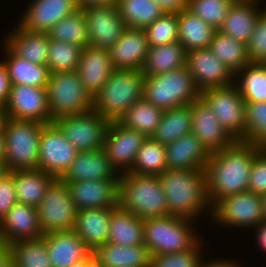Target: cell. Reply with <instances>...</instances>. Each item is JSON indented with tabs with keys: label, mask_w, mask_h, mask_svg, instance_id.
Wrapping results in <instances>:
<instances>
[{
	"label": "cell",
	"mask_w": 266,
	"mask_h": 267,
	"mask_svg": "<svg viewBox=\"0 0 266 267\" xmlns=\"http://www.w3.org/2000/svg\"><path fill=\"white\" fill-rule=\"evenodd\" d=\"M263 148L236 140L231 146L211 153L205 166L207 197L211 207L226 196L248 191L252 163Z\"/></svg>",
	"instance_id": "cell-1"
},
{
	"label": "cell",
	"mask_w": 266,
	"mask_h": 267,
	"mask_svg": "<svg viewBox=\"0 0 266 267\" xmlns=\"http://www.w3.org/2000/svg\"><path fill=\"white\" fill-rule=\"evenodd\" d=\"M158 176L169 215L195 220L204 210L212 208L207 197L205 170L166 169Z\"/></svg>",
	"instance_id": "cell-2"
},
{
	"label": "cell",
	"mask_w": 266,
	"mask_h": 267,
	"mask_svg": "<svg viewBox=\"0 0 266 267\" xmlns=\"http://www.w3.org/2000/svg\"><path fill=\"white\" fill-rule=\"evenodd\" d=\"M119 207L141 219L169 215L158 175L120 173Z\"/></svg>",
	"instance_id": "cell-3"
},
{
	"label": "cell",
	"mask_w": 266,
	"mask_h": 267,
	"mask_svg": "<svg viewBox=\"0 0 266 267\" xmlns=\"http://www.w3.org/2000/svg\"><path fill=\"white\" fill-rule=\"evenodd\" d=\"M142 70L115 69L93 98V109L109 122L118 121L127 109L144 97Z\"/></svg>",
	"instance_id": "cell-4"
},
{
	"label": "cell",
	"mask_w": 266,
	"mask_h": 267,
	"mask_svg": "<svg viewBox=\"0 0 266 267\" xmlns=\"http://www.w3.org/2000/svg\"><path fill=\"white\" fill-rule=\"evenodd\" d=\"M199 97L201 91L187 65L167 73L145 76L143 98L162 110L190 105Z\"/></svg>",
	"instance_id": "cell-5"
},
{
	"label": "cell",
	"mask_w": 266,
	"mask_h": 267,
	"mask_svg": "<svg viewBox=\"0 0 266 267\" xmlns=\"http://www.w3.org/2000/svg\"><path fill=\"white\" fill-rule=\"evenodd\" d=\"M191 223L190 219L172 215L144 219V245L151 255L192 249L200 241Z\"/></svg>",
	"instance_id": "cell-6"
},
{
	"label": "cell",
	"mask_w": 266,
	"mask_h": 267,
	"mask_svg": "<svg viewBox=\"0 0 266 267\" xmlns=\"http://www.w3.org/2000/svg\"><path fill=\"white\" fill-rule=\"evenodd\" d=\"M2 125L5 137L4 163L9 172L38 169L42 123L5 117Z\"/></svg>",
	"instance_id": "cell-7"
},
{
	"label": "cell",
	"mask_w": 266,
	"mask_h": 267,
	"mask_svg": "<svg viewBox=\"0 0 266 267\" xmlns=\"http://www.w3.org/2000/svg\"><path fill=\"white\" fill-rule=\"evenodd\" d=\"M46 88L50 123L63 116L93 109V98L84 88L77 71L50 73Z\"/></svg>",
	"instance_id": "cell-8"
},
{
	"label": "cell",
	"mask_w": 266,
	"mask_h": 267,
	"mask_svg": "<svg viewBox=\"0 0 266 267\" xmlns=\"http://www.w3.org/2000/svg\"><path fill=\"white\" fill-rule=\"evenodd\" d=\"M201 97L235 140L246 139V102L236 83L202 90Z\"/></svg>",
	"instance_id": "cell-9"
},
{
	"label": "cell",
	"mask_w": 266,
	"mask_h": 267,
	"mask_svg": "<svg viewBox=\"0 0 266 267\" xmlns=\"http://www.w3.org/2000/svg\"><path fill=\"white\" fill-rule=\"evenodd\" d=\"M37 211L43 234L73 230L77 209L70 198L67 183L55 179L37 206Z\"/></svg>",
	"instance_id": "cell-10"
},
{
	"label": "cell",
	"mask_w": 266,
	"mask_h": 267,
	"mask_svg": "<svg viewBox=\"0 0 266 267\" xmlns=\"http://www.w3.org/2000/svg\"><path fill=\"white\" fill-rule=\"evenodd\" d=\"M78 152L103 148L109 121L94 109L53 121Z\"/></svg>",
	"instance_id": "cell-11"
},
{
	"label": "cell",
	"mask_w": 266,
	"mask_h": 267,
	"mask_svg": "<svg viewBox=\"0 0 266 267\" xmlns=\"http://www.w3.org/2000/svg\"><path fill=\"white\" fill-rule=\"evenodd\" d=\"M210 210L212 219L224 226L253 228L265 221L261 195L249 191L226 196Z\"/></svg>",
	"instance_id": "cell-12"
},
{
	"label": "cell",
	"mask_w": 266,
	"mask_h": 267,
	"mask_svg": "<svg viewBox=\"0 0 266 267\" xmlns=\"http://www.w3.org/2000/svg\"><path fill=\"white\" fill-rule=\"evenodd\" d=\"M77 154L78 151L54 122L42 123L38 169L56 179H61L70 168Z\"/></svg>",
	"instance_id": "cell-13"
},
{
	"label": "cell",
	"mask_w": 266,
	"mask_h": 267,
	"mask_svg": "<svg viewBox=\"0 0 266 267\" xmlns=\"http://www.w3.org/2000/svg\"><path fill=\"white\" fill-rule=\"evenodd\" d=\"M86 19L89 46L110 50L127 28L116 4L82 7Z\"/></svg>",
	"instance_id": "cell-14"
},
{
	"label": "cell",
	"mask_w": 266,
	"mask_h": 267,
	"mask_svg": "<svg viewBox=\"0 0 266 267\" xmlns=\"http://www.w3.org/2000/svg\"><path fill=\"white\" fill-rule=\"evenodd\" d=\"M4 115L14 120L50 123L46 87L11 85Z\"/></svg>",
	"instance_id": "cell-15"
},
{
	"label": "cell",
	"mask_w": 266,
	"mask_h": 267,
	"mask_svg": "<svg viewBox=\"0 0 266 267\" xmlns=\"http://www.w3.org/2000/svg\"><path fill=\"white\" fill-rule=\"evenodd\" d=\"M146 136L129 129L118 121L110 122L106 130L103 149L107 159L119 173L128 172L136 159L137 152Z\"/></svg>",
	"instance_id": "cell-16"
},
{
	"label": "cell",
	"mask_w": 266,
	"mask_h": 267,
	"mask_svg": "<svg viewBox=\"0 0 266 267\" xmlns=\"http://www.w3.org/2000/svg\"><path fill=\"white\" fill-rule=\"evenodd\" d=\"M77 211L119 206L120 173L114 179L66 182Z\"/></svg>",
	"instance_id": "cell-17"
},
{
	"label": "cell",
	"mask_w": 266,
	"mask_h": 267,
	"mask_svg": "<svg viewBox=\"0 0 266 267\" xmlns=\"http://www.w3.org/2000/svg\"><path fill=\"white\" fill-rule=\"evenodd\" d=\"M186 65L200 91L228 86L236 79L232 71L209 47L187 52Z\"/></svg>",
	"instance_id": "cell-18"
},
{
	"label": "cell",
	"mask_w": 266,
	"mask_h": 267,
	"mask_svg": "<svg viewBox=\"0 0 266 267\" xmlns=\"http://www.w3.org/2000/svg\"><path fill=\"white\" fill-rule=\"evenodd\" d=\"M191 115V133L202 142L210 153L229 147L236 141L222 126L202 97L191 103Z\"/></svg>",
	"instance_id": "cell-19"
},
{
	"label": "cell",
	"mask_w": 266,
	"mask_h": 267,
	"mask_svg": "<svg viewBox=\"0 0 266 267\" xmlns=\"http://www.w3.org/2000/svg\"><path fill=\"white\" fill-rule=\"evenodd\" d=\"M37 208L16 203L0 221V245L8 246L21 240L43 236Z\"/></svg>",
	"instance_id": "cell-20"
},
{
	"label": "cell",
	"mask_w": 266,
	"mask_h": 267,
	"mask_svg": "<svg viewBox=\"0 0 266 267\" xmlns=\"http://www.w3.org/2000/svg\"><path fill=\"white\" fill-rule=\"evenodd\" d=\"M79 8L77 0H33L18 26L30 32L47 33Z\"/></svg>",
	"instance_id": "cell-21"
},
{
	"label": "cell",
	"mask_w": 266,
	"mask_h": 267,
	"mask_svg": "<svg viewBox=\"0 0 266 267\" xmlns=\"http://www.w3.org/2000/svg\"><path fill=\"white\" fill-rule=\"evenodd\" d=\"M115 70L109 50L87 46L82 49L77 72L84 88L94 98Z\"/></svg>",
	"instance_id": "cell-22"
},
{
	"label": "cell",
	"mask_w": 266,
	"mask_h": 267,
	"mask_svg": "<svg viewBox=\"0 0 266 267\" xmlns=\"http://www.w3.org/2000/svg\"><path fill=\"white\" fill-rule=\"evenodd\" d=\"M148 49L145 30L127 27L109 53L115 69L142 70Z\"/></svg>",
	"instance_id": "cell-23"
},
{
	"label": "cell",
	"mask_w": 266,
	"mask_h": 267,
	"mask_svg": "<svg viewBox=\"0 0 266 267\" xmlns=\"http://www.w3.org/2000/svg\"><path fill=\"white\" fill-rule=\"evenodd\" d=\"M167 169L205 170L211 153L192 133L165 145Z\"/></svg>",
	"instance_id": "cell-24"
},
{
	"label": "cell",
	"mask_w": 266,
	"mask_h": 267,
	"mask_svg": "<svg viewBox=\"0 0 266 267\" xmlns=\"http://www.w3.org/2000/svg\"><path fill=\"white\" fill-rule=\"evenodd\" d=\"M42 237L45 239L52 267H70L92 252L73 230L51 232Z\"/></svg>",
	"instance_id": "cell-25"
},
{
	"label": "cell",
	"mask_w": 266,
	"mask_h": 267,
	"mask_svg": "<svg viewBox=\"0 0 266 267\" xmlns=\"http://www.w3.org/2000/svg\"><path fill=\"white\" fill-rule=\"evenodd\" d=\"M117 170L107 159L104 149L78 152L70 168L61 178L65 182L116 178Z\"/></svg>",
	"instance_id": "cell-26"
},
{
	"label": "cell",
	"mask_w": 266,
	"mask_h": 267,
	"mask_svg": "<svg viewBox=\"0 0 266 267\" xmlns=\"http://www.w3.org/2000/svg\"><path fill=\"white\" fill-rule=\"evenodd\" d=\"M112 208L82 209L77 211L73 231L94 252L108 242Z\"/></svg>",
	"instance_id": "cell-27"
},
{
	"label": "cell",
	"mask_w": 266,
	"mask_h": 267,
	"mask_svg": "<svg viewBox=\"0 0 266 267\" xmlns=\"http://www.w3.org/2000/svg\"><path fill=\"white\" fill-rule=\"evenodd\" d=\"M258 0H236L219 31L248 44L253 34L258 16L264 11L257 9ZM256 3V4H255Z\"/></svg>",
	"instance_id": "cell-28"
},
{
	"label": "cell",
	"mask_w": 266,
	"mask_h": 267,
	"mask_svg": "<svg viewBox=\"0 0 266 267\" xmlns=\"http://www.w3.org/2000/svg\"><path fill=\"white\" fill-rule=\"evenodd\" d=\"M5 45L21 59L34 64L46 65L49 37L47 33L27 31L17 25V29L5 40Z\"/></svg>",
	"instance_id": "cell-29"
},
{
	"label": "cell",
	"mask_w": 266,
	"mask_h": 267,
	"mask_svg": "<svg viewBox=\"0 0 266 267\" xmlns=\"http://www.w3.org/2000/svg\"><path fill=\"white\" fill-rule=\"evenodd\" d=\"M93 253L103 267H151V254L144 244L120 246L107 242Z\"/></svg>",
	"instance_id": "cell-30"
},
{
	"label": "cell",
	"mask_w": 266,
	"mask_h": 267,
	"mask_svg": "<svg viewBox=\"0 0 266 267\" xmlns=\"http://www.w3.org/2000/svg\"><path fill=\"white\" fill-rule=\"evenodd\" d=\"M55 179L40 169L14 170L13 181L17 202L37 208Z\"/></svg>",
	"instance_id": "cell-31"
},
{
	"label": "cell",
	"mask_w": 266,
	"mask_h": 267,
	"mask_svg": "<svg viewBox=\"0 0 266 267\" xmlns=\"http://www.w3.org/2000/svg\"><path fill=\"white\" fill-rule=\"evenodd\" d=\"M144 219L119 206L112 208L109 221L108 243L120 246L144 244Z\"/></svg>",
	"instance_id": "cell-32"
},
{
	"label": "cell",
	"mask_w": 266,
	"mask_h": 267,
	"mask_svg": "<svg viewBox=\"0 0 266 267\" xmlns=\"http://www.w3.org/2000/svg\"><path fill=\"white\" fill-rule=\"evenodd\" d=\"M217 29L188 9L178 13V42L186 52L210 46Z\"/></svg>",
	"instance_id": "cell-33"
},
{
	"label": "cell",
	"mask_w": 266,
	"mask_h": 267,
	"mask_svg": "<svg viewBox=\"0 0 266 267\" xmlns=\"http://www.w3.org/2000/svg\"><path fill=\"white\" fill-rule=\"evenodd\" d=\"M187 52L180 42L149 47L142 68L145 76L167 73L186 66Z\"/></svg>",
	"instance_id": "cell-34"
},
{
	"label": "cell",
	"mask_w": 266,
	"mask_h": 267,
	"mask_svg": "<svg viewBox=\"0 0 266 267\" xmlns=\"http://www.w3.org/2000/svg\"><path fill=\"white\" fill-rule=\"evenodd\" d=\"M7 60L3 64L7 69L11 85L47 87L50 71L47 65H38L16 56L6 45Z\"/></svg>",
	"instance_id": "cell-35"
},
{
	"label": "cell",
	"mask_w": 266,
	"mask_h": 267,
	"mask_svg": "<svg viewBox=\"0 0 266 267\" xmlns=\"http://www.w3.org/2000/svg\"><path fill=\"white\" fill-rule=\"evenodd\" d=\"M192 115L191 104L164 110L160 124L151 136L162 145L191 133Z\"/></svg>",
	"instance_id": "cell-36"
},
{
	"label": "cell",
	"mask_w": 266,
	"mask_h": 267,
	"mask_svg": "<svg viewBox=\"0 0 266 267\" xmlns=\"http://www.w3.org/2000/svg\"><path fill=\"white\" fill-rule=\"evenodd\" d=\"M164 110L157 108L144 98L131 105L118 120L123 126L151 137L160 124Z\"/></svg>",
	"instance_id": "cell-37"
},
{
	"label": "cell",
	"mask_w": 266,
	"mask_h": 267,
	"mask_svg": "<svg viewBox=\"0 0 266 267\" xmlns=\"http://www.w3.org/2000/svg\"><path fill=\"white\" fill-rule=\"evenodd\" d=\"M116 5L129 28L145 29L165 13L155 0H117Z\"/></svg>",
	"instance_id": "cell-38"
},
{
	"label": "cell",
	"mask_w": 266,
	"mask_h": 267,
	"mask_svg": "<svg viewBox=\"0 0 266 267\" xmlns=\"http://www.w3.org/2000/svg\"><path fill=\"white\" fill-rule=\"evenodd\" d=\"M209 48L234 75L250 64L247 45L219 30L215 33Z\"/></svg>",
	"instance_id": "cell-39"
},
{
	"label": "cell",
	"mask_w": 266,
	"mask_h": 267,
	"mask_svg": "<svg viewBox=\"0 0 266 267\" xmlns=\"http://www.w3.org/2000/svg\"><path fill=\"white\" fill-rule=\"evenodd\" d=\"M49 39L64 41L81 48L89 46L88 30L83 8L64 17L47 32Z\"/></svg>",
	"instance_id": "cell-40"
},
{
	"label": "cell",
	"mask_w": 266,
	"mask_h": 267,
	"mask_svg": "<svg viewBox=\"0 0 266 267\" xmlns=\"http://www.w3.org/2000/svg\"><path fill=\"white\" fill-rule=\"evenodd\" d=\"M167 169L166 149L152 137H146L137 152L132 168L134 174L160 175Z\"/></svg>",
	"instance_id": "cell-41"
},
{
	"label": "cell",
	"mask_w": 266,
	"mask_h": 267,
	"mask_svg": "<svg viewBox=\"0 0 266 267\" xmlns=\"http://www.w3.org/2000/svg\"><path fill=\"white\" fill-rule=\"evenodd\" d=\"M16 267H52L45 239L21 240L8 245Z\"/></svg>",
	"instance_id": "cell-42"
},
{
	"label": "cell",
	"mask_w": 266,
	"mask_h": 267,
	"mask_svg": "<svg viewBox=\"0 0 266 267\" xmlns=\"http://www.w3.org/2000/svg\"><path fill=\"white\" fill-rule=\"evenodd\" d=\"M238 75H241V80L237 87L245 102L266 101V66L263 63H250L235 77Z\"/></svg>",
	"instance_id": "cell-43"
},
{
	"label": "cell",
	"mask_w": 266,
	"mask_h": 267,
	"mask_svg": "<svg viewBox=\"0 0 266 267\" xmlns=\"http://www.w3.org/2000/svg\"><path fill=\"white\" fill-rule=\"evenodd\" d=\"M82 49L75 44L49 39L46 65L50 73L76 71Z\"/></svg>",
	"instance_id": "cell-44"
},
{
	"label": "cell",
	"mask_w": 266,
	"mask_h": 267,
	"mask_svg": "<svg viewBox=\"0 0 266 267\" xmlns=\"http://www.w3.org/2000/svg\"><path fill=\"white\" fill-rule=\"evenodd\" d=\"M236 0H189L188 10L217 30Z\"/></svg>",
	"instance_id": "cell-45"
},
{
	"label": "cell",
	"mask_w": 266,
	"mask_h": 267,
	"mask_svg": "<svg viewBox=\"0 0 266 267\" xmlns=\"http://www.w3.org/2000/svg\"><path fill=\"white\" fill-rule=\"evenodd\" d=\"M149 47L178 41V13H164L145 29Z\"/></svg>",
	"instance_id": "cell-46"
},
{
	"label": "cell",
	"mask_w": 266,
	"mask_h": 267,
	"mask_svg": "<svg viewBox=\"0 0 266 267\" xmlns=\"http://www.w3.org/2000/svg\"><path fill=\"white\" fill-rule=\"evenodd\" d=\"M245 142L266 147V101L246 102Z\"/></svg>",
	"instance_id": "cell-47"
},
{
	"label": "cell",
	"mask_w": 266,
	"mask_h": 267,
	"mask_svg": "<svg viewBox=\"0 0 266 267\" xmlns=\"http://www.w3.org/2000/svg\"><path fill=\"white\" fill-rule=\"evenodd\" d=\"M200 244L183 252L151 255V267H199L202 262Z\"/></svg>",
	"instance_id": "cell-48"
},
{
	"label": "cell",
	"mask_w": 266,
	"mask_h": 267,
	"mask_svg": "<svg viewBox=\"0 0 266 267\" xmlns=\"http://www.w3.org/2000/svg\"><path fill=\"white\" fill-rule=\"evenodd\" d=\"M250 63H264L266 61V11L257 19L253 34L247 44Z\"/></svg>",
	"instance_id": "cell-49"
},
{
	"label": "cell",
	"mask_w": 266,
	"mask_h": 267,
	"mask_svg": "<svg viewBox=\"0 0 266 267\" xmlns=\"http://www.w3.org/2000/svg\"><path fill=\"white\" fill-rule=\"evenodd\" d=\"M248 191L259 195L266 193V147L254 158L250 170Z\"/></svg>",
	"instance_id": "cell-50"
},
{
	"label": "cell",
	"mask_w": 266,
	"mask_h": 267,
	"mask_svg": "<svg viewBox=\"0 0 266 267\" xmlns=\"http://www.w3.org/2000/svg\"><path fill=\"white\" fill-rule=\"evenodd\" d=\"M17 203L13 171L0 180V221Z\"/></svg>",
	"instance_id": "cell-51"
},
{
	"label": "cell",
	"mask_w": 266,
	"mask_h": 267,
	"mask_svg": "<svg viewBox=\"0 0 266 267\" xmlns=\"http://www.w3.org/2000/svg\"><path fill=\"white\" fill-rule=\"evenodd\" d=\"M10 80L7 73V69L3 62H0V106L4 108L9 97L10 92Z\"/></svg>",
	"instance_id": "cell-52"
},
{
	"label": "cell",
	"mask_w": 266,
	"mask_h": 267,
	"mask_svg": "<svg viewBox=\"0 0 266 267\" xmlns=\"http://www.w3.org/2000/svg\"><path fill=\"white\" fill-rule=\"evenodd\" d=\"M166 13H179L188 8L189 0H155Z\"/></svg>",
	"instance_id": "cell-53"
},
{
	"label": "cell",
	"mask_w": 266,
	"mask_h": 267,
	"mask_svg": "<svg viewBox=\"0 0 266 267\" xmlns=\"http://www.w3.org/2000/svg\"><path fill=\"white\" fill-rule=\"evenodd\" d=\"M0 267H16L14 257L8 246L0 245Z\"/></svg>",
	"instance_id": "cell-54"
},
{
	"label": "cell",
	"mask_w": 266,
	"mask_h": 267,
	"mask_svg": "<svg viewBox=\"0 0 266 267\" xmlns=\"http://www.w3.org/2000/svg\"><path fill=\"white\" fill-rule=\"evenodd\" d=\"M257 229L255 236L258 241V245L266 252V221H263L259 223L256 227L255 230Z\"/></svg>",
	"instance_id": "cell-55"
},
{
	"label": "cell",
	"mask_w": 266,
	"mask_h": 267,
	"mask_svg": "<svg viewBox=\"0 0 266 267\" xmlns=\"http://www.w3.org/2000/svg\"><path fill=\"white\" fill-rule=\"evenodd\" d=\"M199 267H239L238 264H236L234 261L231 262V260H215L213 262H201V265Z\"/></svg>",
	"instance_id": "cell-56"
},
{
	"label": "cell",
	"mask_w": 266,
	"mask_h": 267,
	"mask_svg": "<svg viewBox=\"0 0 266 267\" xmlns=\"http://www.w3.org/2000/svg\"><path fill=\"white\" fill-rule=\"evenodd\" d=\"M79 7L117 4V0H77Z\"/></svg>",
	"instance_id": "cell-57"
},
{
	"label": "cell",
	"mask_w": 266,
	"mask_h": 267,
	"mask_svg": "<svg viewBox=\"0 0 266 267\" xmlns=\"http://www.w3.org/2000/svg\"><path fill=\"white\" fill-rule=\"evenodd\" d=\"M85 267H103L99 260L94 256V253L91 252L86 258H85Z\"/></svg>",
	"instance_id": "cell-58"
},
{
	"label": "cell",
	"mask_w": 266,
	"mask_h": 267,
	"mask_svg": "<svg viewBox=\"0 0 266 267\" xmlns=\"http://www.w3.org/2000/svg\"><path fill=\"white\" fill-rule=\"evenodd\" d=\"M5 158V137L3 125H0V162H4Z\"/></svg>",
	"instance_id": "cell-59"
},
{
	"label": "cell",
	"mask_w": 266,
	"mask_h": 267,
	"mask_svg": "<svg viewBox=\"0 0 266 267\" xmlns=\"http://www.w3.org/2000/svg\"><path fill=\"white\" fill-rule=\"evenodd\" d=\"M9 173L8 167L4 162H0V180Z\"/></svg>",
	"instance_id": "cell-60"
},
{
	"label": "cell",
	"mask_w": 266,
	"mask_h": 267,
	"mask_svg": "<svg viewBox=\"0 0 266 267\" xmlns=\"http://www.w3.org/2000/svg\"><path fill=\"white\" fill-rule=\"evenodd\" d=\"M261 200H262V207H263V211H264V217H265V221H266V193L261 195Z\"/></svg>",
	"instance_id": "cell-61"
},
{
	"label": "cell",
	"mask_w": 266,
	"mask_h": 267,
	"mask_svg": "<svg viewBox=\"0 0 266 267\" xmlns=\"http://www.w3.org/2000/svg\"><path fill=\"white\" fill-rule=\"evenodd\" d=\"M70 267H85V259H82V260L76 262L75 264H73Z\"/></svg>",
	"instance_id": "cell-62"
},
{
	"label": "cell",
	"mask_w": 266,
	"mask_h": 267,
	"mask_svg": "<svg viewBox=\"0 0 266 267\" xmlns=\"http://www.w3.org/2000/svg\"><path fill=\"white\" fill-rule=\"evenodd\" d=\"M5 118V115H4V108L2 106H0V125L3 124V120Z\"/></svg>",
	"instance_id": "cell-63"
}]
</instances>
